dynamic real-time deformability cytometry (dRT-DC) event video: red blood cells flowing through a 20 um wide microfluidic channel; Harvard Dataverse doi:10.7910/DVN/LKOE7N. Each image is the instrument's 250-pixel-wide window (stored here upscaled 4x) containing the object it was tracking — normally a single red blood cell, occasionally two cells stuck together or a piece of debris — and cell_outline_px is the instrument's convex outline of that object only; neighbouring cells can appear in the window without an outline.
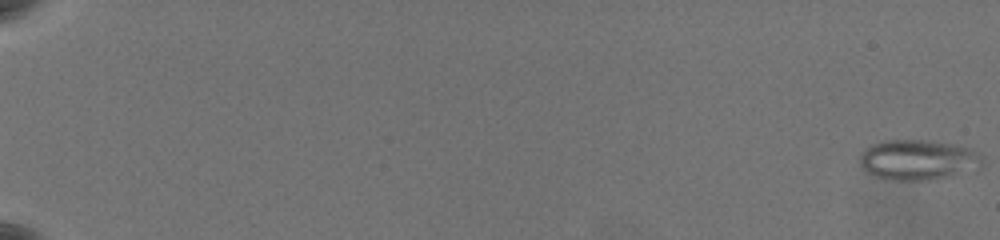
{"species": "common noctule bat (a hibernating species)", "species_latin": "Nyctalus noctula", "temperature_condition": "warm", "stored_images_in_passage": 64, "camera_frame_rate_fps": 3000, "um_per_image_px": 0.085, "animal": {"sex": "female", "body_mass_g": 19.5, "forearm_length_mm": 54.1}, "frame": {"image": 1, "passage_image": 1, "time_ms": 0.0, "image_size_px": [1000, 240], "cell_outline_px": [[984, 164], [980, 168], [928, 180], [888, 180], [864, 172], [860, 164], [860, 152], [864, 148], [872, 144], [884, 140], [928, 140], [952, 144], [968, 148], [980, 152], [984, 160]], "centroid_in_image_um": [78.01, 13.58], "position_along_channel_um": 7.0, "area_um2": 28.96}}
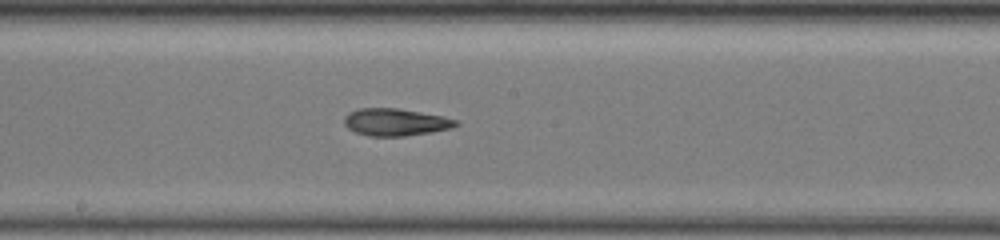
{"frame": {"image": 2, "passage_image": 39, "time_ms": 12.667, "image_size_px": [1000, 240], "cell_outline_px": [[460, 124], [452, 128], [432, 132], [404, 136], [368, 136], [356, 132], [348, 128], [344, 124], [344, 116], [348, 112], [356, 108], [396, 108], [444, 116], [460, 120]], "centroid_in_image_um": [33.63, 10.38], "position_along_channel_um": 214.6, "area_um2": 17.98}}
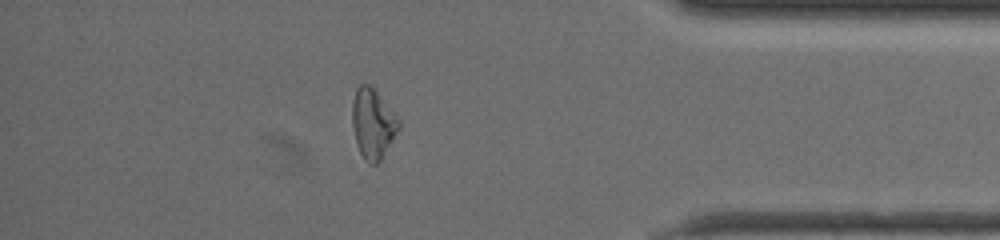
{"frame": {"image": 3, "passage_image": 57, "time_ms": 18.667, "image_size_px": [1000, 240], "cell_outline_px": [[400, 128], [380, 160], [376, 164], [372, 164], [364, 160], [356, 144], [352, 124], [352, 100], [356, 88], [360, 84], [368, 84], [376, 92], [400, 120]], "centroid_in_image_um": [31.67, 10.51], "position_along_channel_um": 403.5, "area_um2": 18.73}, "authors_computed_cell_mechanics": {"area_um2": 19.9699, "velocity_mm_per_s": 3.5303, "shape_relaxation_time_tau1_ms": 10.1856, "shape_relaxation_time_tau2_ms": 3.4576, "deformation_change_tau1": 0.2218, "deformation_change_tau2": 0.1267}}